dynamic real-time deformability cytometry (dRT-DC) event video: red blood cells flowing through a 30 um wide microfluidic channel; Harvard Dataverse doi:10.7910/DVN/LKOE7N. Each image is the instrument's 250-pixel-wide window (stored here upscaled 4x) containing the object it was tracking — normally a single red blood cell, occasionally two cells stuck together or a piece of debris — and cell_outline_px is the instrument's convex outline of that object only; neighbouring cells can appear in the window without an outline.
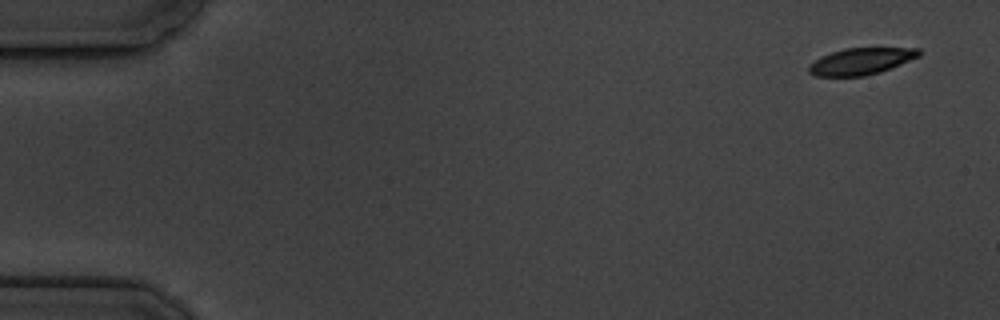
{"species": "common noctule bat (a hibernating species)", "species_latin": "Nyctalus noctula", "temperature_condition": "cold", "stored_images_in_passage": 5, "camera_frame_rate_fps": 3000, "um_per_image_px": 0.085, "animal": {"sex": "male", "body_mass_g": 19.5, "forearm_length_mm": 54.6}, "frame": {"image": 1, "passage_image": 1, "time_ms": 0.0, "image_size_px": [1000, 320], "cell_outline_px": [[920, 56], [880, 72], [864, 76], [816, 76], [808, 72], [808, 64], [820, 56], [844, 48], [920, 48]], "centroid_in_image_um": [73.15, 5.2], "position_along_channel_um": 11.9, "area_um2": 17.11}}